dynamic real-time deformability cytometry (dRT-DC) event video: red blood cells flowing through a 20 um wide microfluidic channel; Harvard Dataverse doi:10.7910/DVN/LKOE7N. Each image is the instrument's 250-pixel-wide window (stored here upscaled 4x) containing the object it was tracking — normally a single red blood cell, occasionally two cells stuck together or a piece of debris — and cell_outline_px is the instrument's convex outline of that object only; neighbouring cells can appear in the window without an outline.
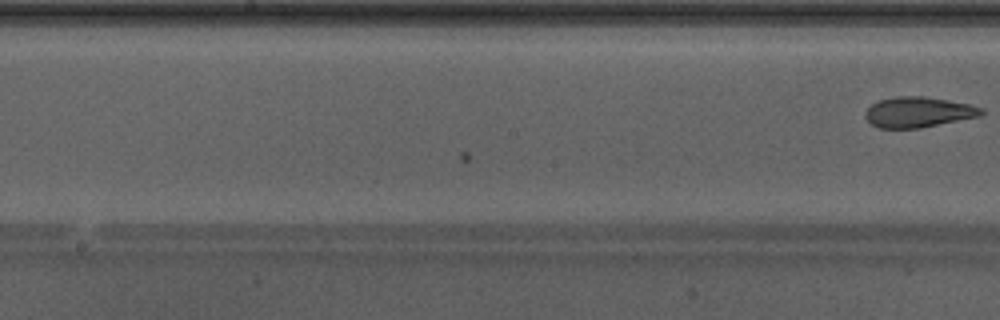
{"species": "Egyptian fruit bat (a non-hibernating species)", "species_latin": "Rousettus aegyptiacus", "temperature_condition": "warm", "stored_images_in_passage": 11, "camera_frame_rate_fps": 3000, "um_per_image_px": 0.085, "animal": {"sex": "male"}, "frame": {"image": 1, "passage_image": 11, "time_ms": 3.333, "image_size_px": [1000, 320], "cell_outline_px": [[984, 112], [980, 116], [920, 128], [876, 128], [864, 116], [864, 112], [872, 104], [880, 100], [896, 96], [924, 96], [968, 104], [984, 108]], "centroid_in_image_um": [78.04, 9.53], "position_along_channel_um": 170.2, "area_um2": 20.52}}